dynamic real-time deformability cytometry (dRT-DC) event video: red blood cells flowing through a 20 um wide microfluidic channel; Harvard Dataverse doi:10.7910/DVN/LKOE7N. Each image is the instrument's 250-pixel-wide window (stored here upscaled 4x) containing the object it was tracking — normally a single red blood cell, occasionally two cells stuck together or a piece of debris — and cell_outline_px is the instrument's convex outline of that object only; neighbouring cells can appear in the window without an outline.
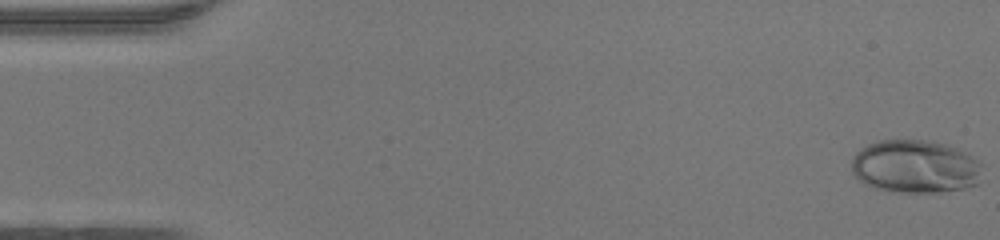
{"species": "human", "species_latin": "Homo sapiens", "temperature_condition": "warm", "stored_images_in_passage": 47, "camera_frame_rate_fps": 3000, "um_per_image_px": 0.085, "donor": {"sex": "female"}, "frame": {"image": 1, "passage_image": 1, "time_ms": 0.0, "image_size_px": [1000, 240], "cell_outline_px": [[980, 164], [976, 184], [964, 188], [936, 192], [896, 192], [876, 188], [864, 184], [852, 172], [852, 156], [860, 148], [868, 144], [880, 140], [928, 140], [944, 144], [956, 148], [972, 156]], "centroid_in_image_um": [77.72, 14.15], "position_along_channel_um": 7.3, "area_um2": 40.11}}
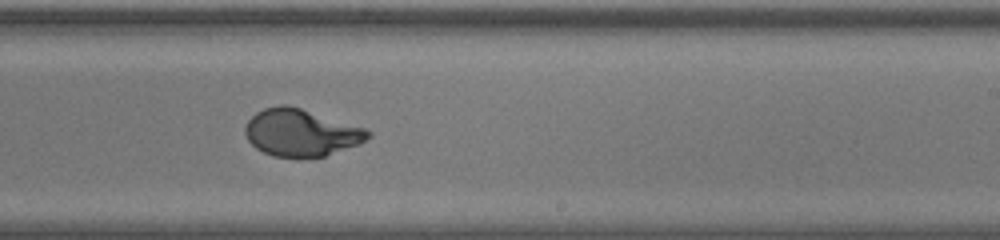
{"frame": {"image": 2, "passage_image": 29, "time_ms": 9.333, "image_size_px": [1000, 240], "cell_outline_px": [[372, 136], [360, 144], [324, 156], [272, 156], [256, 148], [248, 140], [244, 132], [244, 128], [248, 120], [256, 112], [264, 108], [280, 104], [288, 104], [364, 128], [372, 132]], "centroid_in_image_um": [25.57, 11.26], "position_along_channel_um": 263.4, "area_um2": 33.47}}
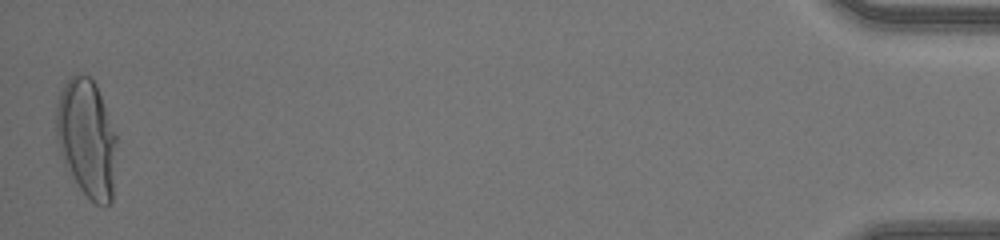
{"frame": {"image": 3, "passage_image": 47, "time_ms": 15.333, "image_size_px": [1000, 240], "cell_outline_px": [[116, 144], [112, 200], [108, 204], [96, 204], [80, 188], [64, 168], [56, 136], [56, 104], [60, 92], [64, 84], [76, 72], [80, 72], [88, 76], [96, 84], [116, 136]], "centroid_in_image_um": [7.34, 11.73], "position_along_channel_um": 427.9, "area_um2": 41.5}, "authors_computed_cell_mechanics": {"area_um2": 34.6222, "velocity_mm_per_s": 4.4047, "shape_relaxation_time_tau1_ms": 4.3477, "shape_relaxation_time_tau2_ms": null, "deformation_change_tau1": 0.2512, "deformation_change_tau2": null}}